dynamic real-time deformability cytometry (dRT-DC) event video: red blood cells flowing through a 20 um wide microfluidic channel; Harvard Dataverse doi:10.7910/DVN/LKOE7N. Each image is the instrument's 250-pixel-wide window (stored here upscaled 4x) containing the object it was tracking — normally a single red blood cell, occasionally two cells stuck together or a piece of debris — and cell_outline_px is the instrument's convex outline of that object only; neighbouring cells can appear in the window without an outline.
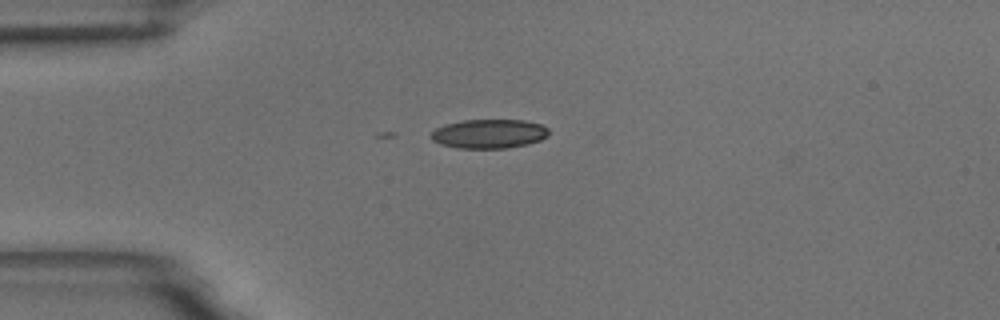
{"species": "common noctule bat (a hibernating species)", "species_latin": "Nyctalus noctula", "temperature_condition": "room temperature", "stored_images_in_passage": 2, "camera_frame_rate_fps": 3000, "um_per_image_px": 0.085, "animal": {"sex": "male", "body_mass_g": 18.8}, "frame": {"image": 1, "passage_image": 2, "time_ms": 0.333, "image_size_px": [1000, 320], "cell_outline_px": [[548, 136], [540, 140], [528, 144], [504, 148], [460, 148], [440, 144], [432, 140], [428, 136], [436, 128], [444, 124], [464, 120], [524, 120], [540, 124], [548, 128]], "centroid_in_image_um": [41.55, 11.37], "position_along_channel_um": 43.5, "area_um2": 20.0}}